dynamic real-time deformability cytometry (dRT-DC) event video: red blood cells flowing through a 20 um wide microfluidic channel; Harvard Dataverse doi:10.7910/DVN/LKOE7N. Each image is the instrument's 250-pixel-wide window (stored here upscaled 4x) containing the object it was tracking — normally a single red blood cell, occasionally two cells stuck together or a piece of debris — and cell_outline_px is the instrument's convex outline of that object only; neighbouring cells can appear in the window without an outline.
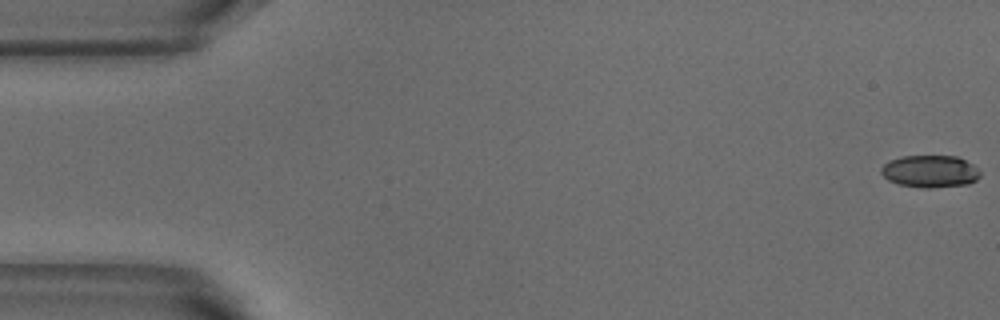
{"species": "common noctule bat (a hibernating species)", "species_latin": "Nyctalus noctula", "temperature_condition": "warm", "stored_images_in_passage": 7, "camera_frame_rate_fps": 3000, "um_per_image_px": 0.085, "animal": {"sex": "male", "body_mass_g": 18.8}, "frame": {"image": 1, "passage_image": 1, "time_ms": 0.0, "image_size_px": [1000, 320], "cell_outline_px": [[980, 176], [976, 180], [968, 184], [928, 188], [924, 188], [900, 184], [888, 180], [880, 172], [880, 168], [888, 160], [900, 156], [956, 156], [972, 164], [980, 172]], "centroid_in_image_um": [79.03, 14.56], "position_along_channel_um": 6.0, "area_um2": 18.55}}
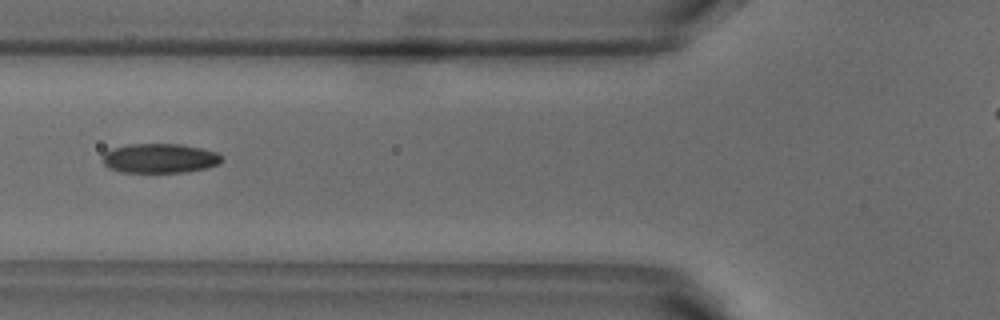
{"frame": {"image": 2, "passage_image": 6, "time_ms": 1.667, "image_size_px": [1000, 320], "cell_outline_px": [[224, 160], [220, 164], [188, 172], [124, 172], [112, 168], [104, 164], [104, 152], [112, 148], [128, 144], [180, 144], [200, 148], [216, 152], [224, 156]], "centroid_in_image_um": [13.64, 13.45], "position_along_channel_um": 112.2, "area_um2": 20.4}}